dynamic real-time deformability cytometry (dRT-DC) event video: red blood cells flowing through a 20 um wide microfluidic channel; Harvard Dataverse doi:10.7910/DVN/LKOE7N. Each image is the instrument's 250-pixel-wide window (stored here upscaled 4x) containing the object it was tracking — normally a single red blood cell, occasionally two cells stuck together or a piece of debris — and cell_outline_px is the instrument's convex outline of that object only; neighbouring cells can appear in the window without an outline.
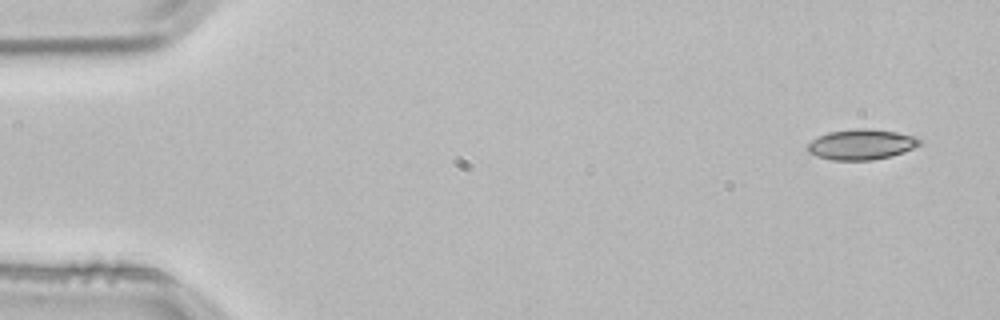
{"species": "common noctule bat (a hibernating species)", "species_latin": "Nyctalus noctula", "temperature_condition": "room temperature", "stored_images_in_passage": 3, "camera_frame_rate_fps": 3000, "um_per_image_px": 0.085, "animal": {"sex": "male", "body_mass_g": 21.5, "forearm_length_mm": 52.0}, "frame": {"image": 1, "passage_image": 1, "time_ms": 0.0, "image_size_px": [1000, 320], "cell_outline_px": [[920, 144], [904, 152], [892, 156], [872, 160], [832, 160], [816, 156], [808, 152], [808, 144], [812, 140], [828, 132], [856, 128], [868, 128], [896, 132], [916, 136], [920, 140]], "centroid_in_image_um": [73.22, 12.28], "position_along_channel_um": 11.8, "area_um2": 19.83}}
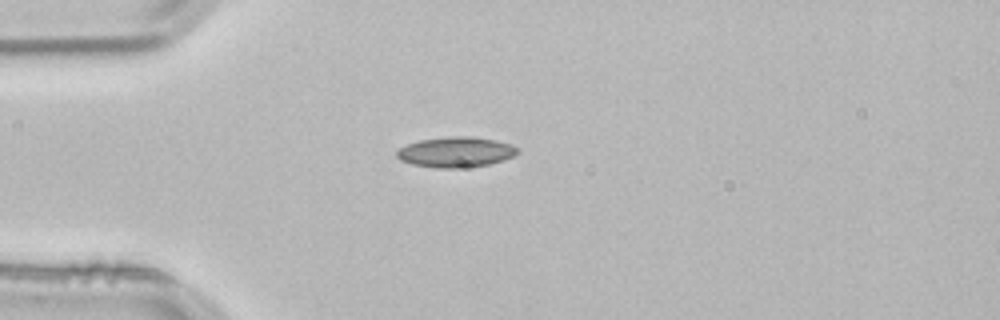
{"frame": {"image": 2, "passage_image": 3, "time_ms": 0.667, "image_size_px": [1000, 320], "cell_outline_px": [[520, 152], [504, 160], [488, 164], [456, 168], [436, 168], [412, 164], [400, 160], [396, 156], [396, 152], [400, 148], [408, 144], [420, 140], [448, 136], [472, 136], [496, 140], [512, 144]], "centroid_in_image_um": [38.74, 12.92], "position_along_channel_um": 46.3, "area_um2": 21.33}}